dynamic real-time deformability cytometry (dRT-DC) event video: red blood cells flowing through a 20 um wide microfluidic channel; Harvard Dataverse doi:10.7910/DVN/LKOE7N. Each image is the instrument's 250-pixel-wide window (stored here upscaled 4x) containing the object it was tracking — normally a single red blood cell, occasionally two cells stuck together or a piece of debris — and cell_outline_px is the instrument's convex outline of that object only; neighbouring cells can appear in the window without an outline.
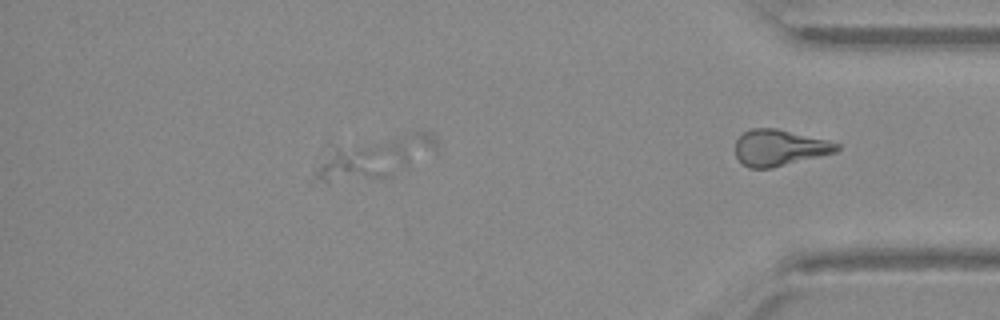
{"species": "Egyptian fruit bat (a non-hibernating species)", "species_latin": "Rousettus aegyptiacus", "temperature_condition": "warm", "stored_images_in_passage": 33, "segment_of_instrument_passage": [2, 2], "camera_frame_rate_fps": 3000, "um_per_image_px": 0.085, "animal": {"sex": "female"}, "frame": {"image": 1, "passage_image": 33, "time_ms": 10.667, "image_size_px": [1000, 320], "cell_outline_px": [[840, 148], [836, 152], [772, 168], [748, 168], [736, 156], [736, 140], [744, 132], [752, 128], [776, 128], [828, 140], [840, 144]], "centroid_in_image_um": [66.26, 12.55], "position_along_channel_um": 368.9, "area_um2": 21.27}}